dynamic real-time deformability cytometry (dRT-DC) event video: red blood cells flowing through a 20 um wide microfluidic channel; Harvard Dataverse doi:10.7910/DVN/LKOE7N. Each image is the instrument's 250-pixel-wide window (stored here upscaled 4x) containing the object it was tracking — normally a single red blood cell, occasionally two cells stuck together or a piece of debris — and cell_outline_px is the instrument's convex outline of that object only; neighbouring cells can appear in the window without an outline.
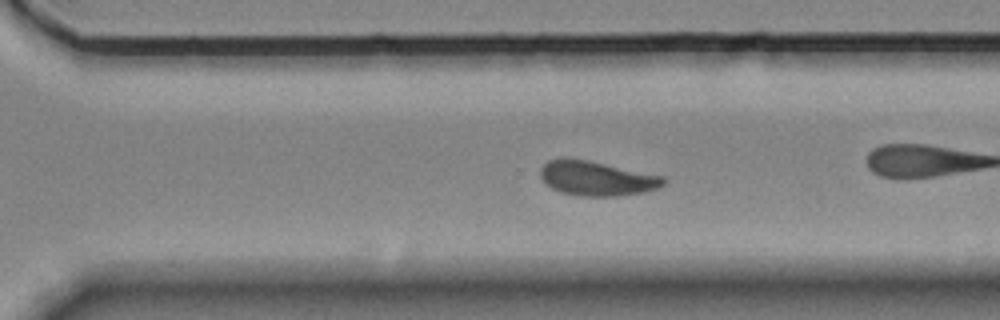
{"species": "Egyptian fruit bat (a non-hibernating species)", "species_latin": "Rousettus aegyptiacus", "temperature_condition": "room temperature", "stored_images_in_passage": 39, "camera_frame_rate_fps": 3000, "um_per_image_px": 0.085, "animal": {"sex": "female"}, "frame": {"image": 1, "passage_image": 33, "time_ms": 10.667, "image_size_px": [1000, 320], "cell_outline_px": [[664, 184], [660, 188], [644, 192], [616, 196], [576, 196], [560, 192], [552, 188], [540, 176], [540, 168], [548, 160], [564, 156], [568, 156], [588, 160], [664, 176]], "centroid_in_image_um": [50.69, 15.14], "position_along_channel_um": 319.9, "area_um2": 25.09}, "authors_computed_cell_mechanics": {"area_um2": 24.6806, "velocity_mm_per_s": 3.4815, "shape_relaxation_time_tau1_ms": 5.9829, "shape_relaxation_time_tau2_ms": 3.0661, "deformation_change_tau1": 0.1461, "deformation_change_tau2": 0.0931}}